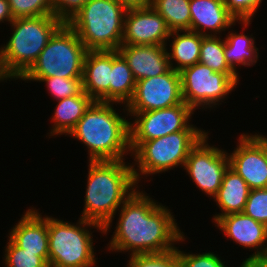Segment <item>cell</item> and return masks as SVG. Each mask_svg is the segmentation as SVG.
I'll list each match as a JSON object with an SVG mask.
<instances>
[{"label": "cell", "mask_w": 267, "mask_h": 267, "mask_svg": "<svg viewBox=\"0 0 267 267\" xmlns=\"http://www.w3.org/2000/svg\"><path fill=\"white\" fill-rule=\"evenodd\" d=\"M157 203L136 189L121 206L109 250H130L132 256L176 249L174 242L184 241V234L170 209Z\"/></svg>", "instance_id": "cell-1"}, {"label": "cell", "mask_w": 267, "mask_h": 267, "mask_svg": "<svg viewBox=\"0 0 267 267\" xmlns=\"http://www.w3.org/2000/svg\"><path fill=\"white\" fill-rule=\"evenodd\" d=\"M88 166L85 208L81 218L98 223L106 234L117 209L136 190L133 164L127 165L124 160L89 161Z\"/></svg>", "instance_id": "cell-2"}, {"label": "cell", "mask_w": 267, "mask_h": 267, "mask_svg": "<svg viewBox=\"0 0 267 267\" xmlns=\"http://www.w3.org/2000/svg\"><path fill=\"white\" fill-rule=\"evenodd\" d=\"M129 123L112 103L93 101L69 135L87 146L89 161L124 160L131 152Z\"/></svg>", "instance_id": "cell-3"}, {"label": "cell", "mask_w": 267, "mask_h": 267, "mask_svg": "<svg viewBox=\"0 0 267 267\" xmlns=\"http://www.w3.org/2000/svg\"><path fill=\"white\" fill-rule=\"evenodd\" d=\"M12 35L0 48V81L21 78L63 24L54 15L13 19Z\"/></svg>", "instance_id": "cell-4"}, {"label": "cell", "mask_w": 267, "mask_h": 267, "mask_svg": "<svg viewBox=\"0 0 267 267\" xmlns=\"http://www.w3.org/2000/svg\"><path fill=\"white\" fill-rule=\"evenodd\" d=\"M125 13L117 0H90L67 24L88 51L117 50L122 45Z\"/></svg>", "instance_id": "cell-5"}, {"label": "cell", "mask_w": 267, "mask_h": 267, "mask_svg": "<svg viewBox=\"0 0 267 267\" xmlns=\"http://www.w3.org/2000/svg\"><path fill=\"white\" fill-rule=\"evenodd\" d=\"M206 134L205 131H178L149 141L130 142L131 156L139 167L133 166L136 183L141 175L165 172L179 165L184 167L188 154Z\"/></svg>", "instance_id": "cell-6"}, {"label": "cell", "mask_w": 267, "mask_h": 267, "mask_svg": "<svg viewBox=\"0 0 267 267\" xmlns=\"http://www.w3.org/2000/svg\"><path fill=\"white\" fill-rule=\"evenodd\" d=\"M87 226L103 232L101 225L90 220L80 218L74 225L48 216L49 267H93V237Z\"/></svg>", "instance_id": "cell-7"}, {"label": "cell", "mask_w": 267, "mask_h": 267, "mask_svg": "<svg viewBox=\"0 0 267 267\" xmlns=\"http://www.w3.org/2000/svg\"><path fill=\"white\" fill-rule=\"evenodd\" d=\"M87 51L76 32L63 23L21 78H82Z\"/></svg>", "instance_id": "cell-8"}, {"label": "cell", "mask_w": 267, "mask_h": 267, "mask_svg": "<svg viewBox=\"0 0 267 267\" xmlns=\"http://www.w3.org/2000/svg\"><path fill=\"white\" fill-rule=\"evenodd\" d=\"M180 76L183 101L193 110L217 105L239 82L238 74L218 73L201 63L184 68Z\"/></svg>", "instance_id": "cell-9"}, {"label": "cell", "mask_w": 267, "mask_h": 267, "mask_svg": "<svg viewBox=\"0 0 267 267\" xmlns=\"http://www.w3.org/2000/svg\"><path fill=\"white\" fill-rule=\"evenodd\" d=\"M194 110L185 102L163 109L127 113L135 118L129 123L130 142H144L178 131H203L189 120Z\"/></svg>", "instance_id": "cell-10"}, {"label": "cell", "mask_w": 267, "mask_h": 267, "mask_svg": "<svg viewBox=\"0 0 267 267\" xmlns=\"http://www.w3.org/2000/svg\"><path fill=\"white\" fill-rule=\"evenodd\" d=\"M183 102L180 72L171 68L163 75L136 81L126 110L128 113L147 112Z\"/></svg>", "instance_id": "cell-11"}, {"label": "cell", "mask_w": 267, "mask_h": 267, "mask_svg": "<svg viewBox=\"0 0 267 267\" xmlns=\"http://www.w3.org/2000/svg\"><path fill=\"white\" fill-rule=\"evenodd\" d=\"M207 139L206 134L190 151L184 169L200 190L214 197L222 184L230 161L226 151L209 146Z\"/></svg>", "instance_id": "cell-12"}, {"label": "cell", "mask_w": 267, "mask_h": 267, "mask_svg": "<svg viewBox=\"0 0 267 267\" xmlns=\"http://www.w3.org/2000/svg\"><path fill=\"white\" fill-rule=\"evenodd\" d=\"M238 141L229 155L230 167L250 189L267 188V137L241 134Z\"/></svg>", "instance_id": "cell-13"}, {"label": "cell", "mask_w": 267, "mask_h": 267, "mask_svg": "<svg viewBox=\"0 0 267 267\" xmlns=\"http://www.w3.org/2000/svg\"><path fill=\"white\" fill-rule=\"evenodd\" d=\"M165 19L151 6L126 10L122 45H161L170 39Z\"/></svg>", "instance_id": "cell-14"}, {"label": "cell", "mask_w": 267, "mask_h": 267, "mask_svg": "<svg viewBox=\"0 0 267 267\" xmlns=\"http://www.w3.org/2000/svg\"><path fill=\"white\" fill-rule=\"evenodd\" d=\"M117 51L129 65L135 81L160 76L171 69L166 46L121 45Z\"/></svg>", "instance_id": "cell-15"}, {"label": "cell", "mask_w": 267, "mask_h": 267, "mask_svg": "<svg viewBox=\"0 0 267 267\" xmlns=\"http://www.w3.org/2000/svg\"><path fill=\"white\" fill-rule=\"evenodd\" d=\"M217 227L239 245L245 248L257 249L254 254L246 258L242 265L251 257L263 252L264 243H267V226L257 222L250 216L240 213H231L221 216L216 221Z\"/></svg>", "instance_id": "cell-16"}, {"label": "cell", "mask_w": 267, "mask_h": 267, "mask_svg": "<svg viewBox=\"0 0 267 267\" xmlns=\"http://www.w3.org/2000/svg\"><path fill=\"white\" fill-rule=\"evenodd\" d=\"M9 239L18 247L36 253L48 263L49 238L48 217L36 209H28L20 221L10 231Z\"/></svg>", "instance_id": "cell-17"}, {"label": "cell", "mask_w": 267, "mask_h": 267, "mask_svg": "<svg viewBox=\"0 0 267 267\" xmlns=\"http://www.w3.org/2000/svg\"><path fill=\"white\" fill-rule=\"evenodd\" d=\"M112 50L87 51L83 67V91L94 101L110 102Z\"/></svg>", "instance_id": "cell-18"}, {"label": "cell", "mask_w": 267, "mask_h": 267, "mask_svg": "<svg viewBox=\"0 0 267 267\" xmlns=\"http://www.w3.org/2000/svg\"><path fill=\"white\" fill-rule=\"evenodd\" d=\"M190 30L201 35L217 36L221 31L231 28L237 21L228 11L224 0H190ZM201 29V30H200ZM209 29L210 32L202 31ZM210 33V34H208Z\"/></svg>", "instance_id": "cell-19"}, {"label": "cell", "mask_w": 267, "mask_h": 267, "mask_svg": "<svg viewBox=\"0 0 267 267\" xmlns=\"http://www.w3.org/2000/svg\"><path fill=\"white\" fill-rule=\"evenodd\" d=\"M250 190L245 180L229 166L217 194L213 197L222 211L214 216V223L221 216L243 212Z\"/></svg>", "instance_id": "cell-20"}, {"label": "cell", "mask_w": 267, "mask_h": 267, "mask_svg": "<svg viewBox=\"0 0 267 267\" xmlns=\"http://www.w3.org/2000/svg\"><path fill=\"white\" fill-rule=\"evenodd\" d=\"M93 101L85 91L76 96L57 100L50 136L69 134Z\"/></svg>", "instance_id": "cell-21"}, {"label": "cell", "mask_w": 267, "mask_h": 267, "mask_svg": "<svg viewBox=\"0 0 267 267\" xmlns=\"http://www.w3.org/2000/svg\"><path fill=\"white\" fill-rule=\"evenodd\" d=\"M181 32L185 33L179 34V30L171 31L170 37L175 38L170 46L171 52H168L170 66L177 72L199 63L202 44L201 34L191 30H180ZM172 60L177 66H173Z\"/></svg>", "instance_id": "cell-22"}, {"label": "cell", "mask_w": 267, "mask_h": 267, "mask_svg": "<svg viewBox=\"0 0 267 267\" xmlns=\"http://www.w3.org/2000/svg\"><path fill=\"white\" fill-rule=\"evenodd\" d=\"M135 85L129 65L117 50H112L110 103L127 105L134 94Z\"/></svg>", "instance_id": "cell-23"}, {"label": "cell", "mask_w": 267, "mask_h": 267, "mask_svg": "<svg viewBox=\"0 0 267 267\" xmlns=\"http://www.w3.org/2000/svg\"><path fill=\"white\" fill-rule=\"evenodd\" d=\"M254 37L244 33H228L225 38V58L230 67L237 73V65L252 66L257 62L258 48L254 46Z\"/></svg>", "instance_id": "cell-24"}, {"label": "cell", "mask_w": 267, "mask_h": 267, "mask_svg": "<svg viewBox=\"0 0 267 267\" xmlns=\"http://www.w3.org/2000/svg\"><path fill=\"white\" fill-rule=\"evenodd\" d=\"M190 0H152V7L165 19L168 28L190 30Z\"/></svg>", "instance_id": "cell-25"}, {"label": "cell", "mask_w": 267, "mask_h": 267, "mask_svg": "<svg viewBox=\"0 0 267 267\" xmlns=\"http://www.w3.org/2000/svg\"><path fill=\"white\" fill-rule=\"evenodd\" d=\"M199 63L218 73L238 74L226 61L225 40H222L220 36L202 35Z\"/></svg>", "instance_id": "cell-26"}, {"label": "cell", "mask_w": 267, "mask_h": 267, "mask_svg": "<svg viewBox=\"0 0 267 267\" xmlns=\"http://www.w3.org/2000/svg\"><path fill=\"white\" fill-rule=\"evenodd\" d=\"M21 80H31L45 82L47 90L54 95V99L60 100L67 97L79 95L83 91L82 78H21Z\"/></svg>", "instance_id": "cell-27"}, {"label": "cell", "mask_w": 267, "mask_h": 267, "mask_svg": "<svg viewBox=\"0 0 267 267\" xmlns=\"http://www.w3.org/2000/svg\"><path fill=\"white\" fill-rule=\"evenodd\" d=\"M14 19L53 15L52 0H8Z\"/></svg>", "instance_id": "cell-28"}, {"label": "cell", "mask_w": 267, "mask_h": 267, "mask_svg": "<svg viewBox=\"0 0 267 267\" xmlns=\"http://www.w3.org/2000/svg\"><path fill=\"white\" fill-rule=\"evenodd\" d=\"M5 253L6 267H49L41 256L16 246L10 239L7 242Z\"/></svg>", "instance_id": "cell-29"}, {"label": "cell", "mask_w": 267, "mask_h": 267, "mask_svg": "<svg viewBox=\"0 0 267 267\" xmlns=\"http://www.w3.org/2000/svg\"><path fill=\"white\" fill-rule=\"evenodd\" d=\"M127 267H180L178 249L163 253L132 255Z\"/></svg>", "instance_id": "cell-30"}, {"label": "cell", "mask_w": 267, "mask_h": 267, "mask_svg": "<svg viewBox=\"0 0 267 267\" xmlns=\"http://www.w3.org/2000/svg\"><path fill=\"white\" fill-rule=\"evenodd\" d=\"M243 213L267 226V188L250 190Z\"/></svg>", "instance_id": "cell-31"}, {"label": "cell", "mask_w": 267, "mask_h": 267, "mask_svg": "<svg viewBox=\"0 0 267 267\" xmlns=\"http://www.w3.org/2000/svg\"><path fill=\"white\" fill-rule=\"evenodd\" d=\"M229 13L247 27L255 12L259 8L262 0H224Z\"/></svg>", "instance_id": "cell-32"}, {"label": "cell", "mask_w": 267, "mask_h": 267, "mask_svg": "<svg viewBox=\"0 0 267 267\" xmlns=\"http://www.w3.org/2000/svg\"><path fill=\"white\" fill-rule=\"evenodd\" d=\"M180 267H227L213 252L187 254L178 249Z\"/></svg>", "instance_id": "cell-33"}, {"label": "cell", "mask_w": 267, "mask_h": 267, "mask_svg": "<svg viewBox=\"0 0 267 267\" xmlns=\"http://www.w3.org/2000/svg\"><path fill=\"white\" fill-rule=\"evenodd\" d=\"M90 0H52L53 15L68 23Z\"/></svg>", "instance_id": "cell-34"}, {"label": "cell", "mask_w": 267, "mask_h": 267, "mask_svg": "<svg viewBox=\"0 0 267 267\" xmlns=\"http://www.w3.org/2000/svg\"><path fill=\"white\" fill-rule=\"evenodd\" d=\"M126 10L144 9L152 6V0H117Z\"/></svg>", "instance_id": "cell-35"}, {"label": "cell", "mask_w": 267, "mask_h": 267, "mask_svg": "<svg viewBox=\"0 0 267 267\" xmlns=\"http://www.w3.org/2000/svg\"><path fill=\"white\" fill-rule=\"evenodd\" d=\"M13 19L8 0H0V23L4 21L10 23Z\"/></svg>", "instance_id": "cell-36"}, {"label": "cell", "mask_w": 267, "mask_h": 267, "mask_svg": "<svg viewBox=\"0 0 267 267\" xmlns=\"http://www.w3.org/2000/svg\"><path fill=\"white\" fill-rule=\"evenodd\" d=\"M240 267H267V259L262 254H260L249 258Z\"/></svg>", "instance_id": "cell-37"}, {"label": "cell", "mask_w": 267, "mask_h": 267, "mask_svg": "<svg viewBox=\"0 0 267 267\" xmlns=\"http://www.w3.org/2000/svg\"><path fill=\"white\" fill-rule=\"evenodd\" d=\"M261 254L267 259V244L264 246L263 252Z\"/></svg>", "instance_id": "cell-38"}]
</instances>
